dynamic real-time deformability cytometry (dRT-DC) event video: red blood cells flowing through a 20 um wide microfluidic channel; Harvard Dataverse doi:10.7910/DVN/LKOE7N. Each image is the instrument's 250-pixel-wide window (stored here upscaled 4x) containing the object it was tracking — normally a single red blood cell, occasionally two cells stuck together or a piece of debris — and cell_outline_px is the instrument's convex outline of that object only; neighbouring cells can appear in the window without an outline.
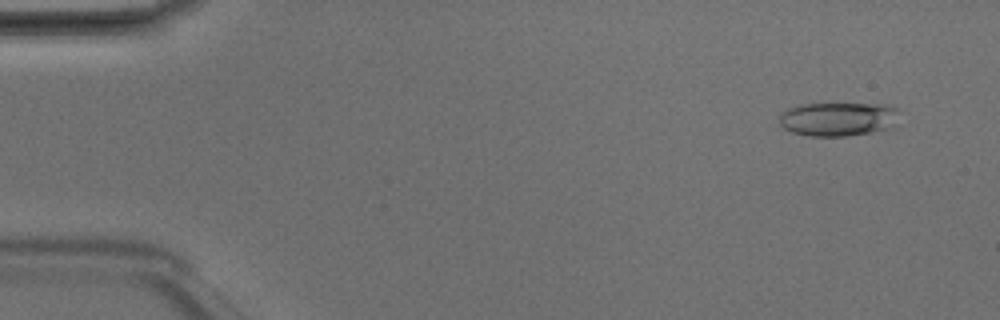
{"species": "Egyptian fruit bat (a non-hibernating species)", "species_latin": "Rousettus aegyptiacus", "temperature_condition": "room temperature", "stored_images_in_passage": 3, "camera_frame_rate_fps": 3000, "um_per_image_px": 0.085, "animal": {"sex": "male"}, "frame": {"image": 1, "passage_image": 1, "time_ms": 0.0, "image_size_px": [1000, 320], "cell_outline_px": [[900, 108], [892, 128], [844, 136], [808, 136], [792, 132], [784, 128], [780, 124], [780, 112], [788, 108], [800, 104], [888, 104]], "centroid_in_image_um": [71.24, 10.11], "position_along_channel_um": 13.8, "area_um2": 23.76}}
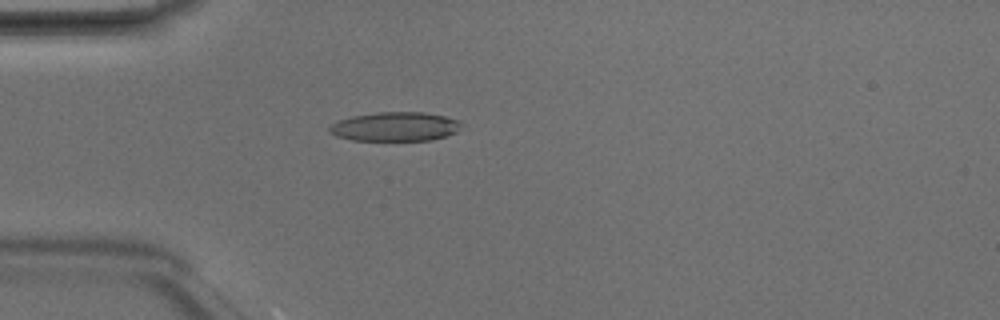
{"frame": {"image": 2, "passage_image": 3, "time_ms": 0.667, "image_size_px": [1000, 320], "cell_outline_px": [[460, 124], [456, 132], [432, 140], [352, 140], [336, 136], [328, 132], [328, 128], [332, 124], [340, 120], [352, 116], [376, 112], [424, 112], [444, 116], [460, 120]], "centroid_in_image_um": [33.56, 10.76], "position_along_channel_um": 51.4, "area_um2": 22.25}}